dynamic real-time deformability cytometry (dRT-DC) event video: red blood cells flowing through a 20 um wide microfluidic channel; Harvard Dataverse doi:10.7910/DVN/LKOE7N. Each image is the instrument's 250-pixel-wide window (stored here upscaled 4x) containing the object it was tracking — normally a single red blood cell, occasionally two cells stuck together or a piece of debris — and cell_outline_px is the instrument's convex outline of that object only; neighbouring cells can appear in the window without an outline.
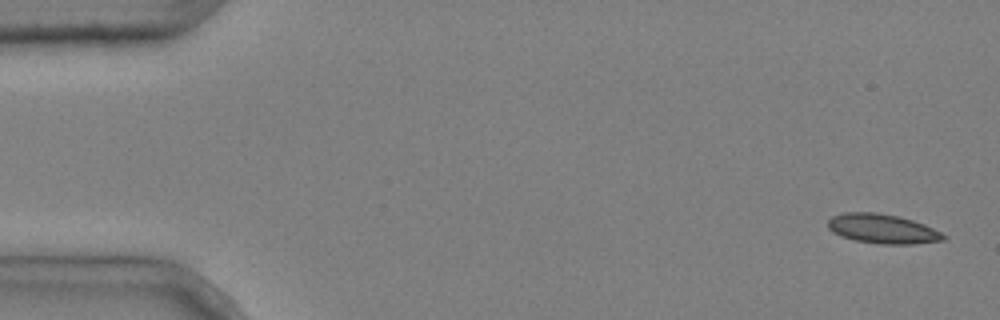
{"species": "common noctule bat (a hibernating species)", "species_latin": "Nyctalus noctula", "temperature_condition": "cold", "stored_images_in_passage": 5, "camera_frame_rate_fps": 3000, "um_per_image_px": 0.085, "animal": {"sex": "male", "body_mass_g": 20.4}, "frame": {"image": 1, "passage_image": 1, "time_ms": 0.0, "image_size_px": [1000, 320], "cell_outline_px": [[948, 236], [944, 240], [912, 244], [880, 244], [856, 240], [832, 232], [828, 228], [828, 220], [832, 216], [844, 212], [876, 212], [896, 216], [912, 220], [924, 224]], "centroid_in_image_um": [75.01, 19.44], "position_along_channel_um": 10.0, "area_um2": 19.65}}
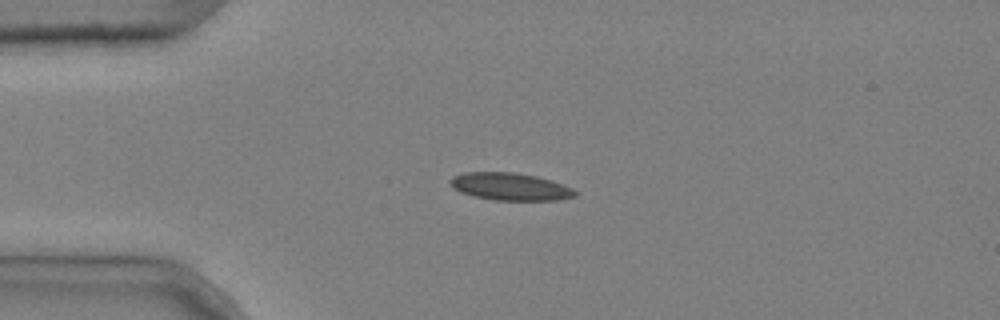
{"frame": {"image": 2, "passage_image": 4, "time_ms": 1.0, "image_size_px": [1000, 320], "cell_outline_px": [[580, 192], [576, 196], [556, 200], [492, 200], [472, 196], [460, 192], [452, 188], [448, 180], [452, 176], [464, 172], [516, 172], [536, 176], [552, 180], [564, 184]], "centroid_in_image_um": [43.36, 15.86], "position_along_channel_um": 41.6, "area_um2": 20.35}}